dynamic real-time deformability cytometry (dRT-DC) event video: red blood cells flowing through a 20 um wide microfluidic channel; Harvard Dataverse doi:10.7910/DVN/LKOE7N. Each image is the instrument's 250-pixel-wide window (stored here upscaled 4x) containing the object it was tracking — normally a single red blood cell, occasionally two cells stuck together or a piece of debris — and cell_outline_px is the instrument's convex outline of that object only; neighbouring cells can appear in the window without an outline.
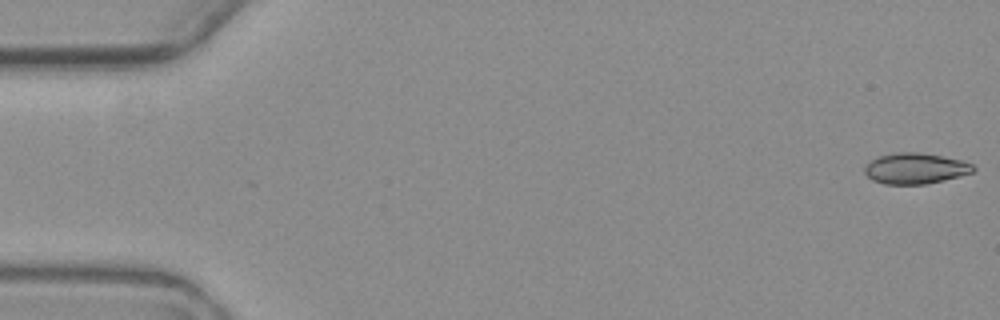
{"species": "common noctule bat (a hibernating species)", "species_latin": "Nyctalus noctula", "temperature_condition": "warm", "stored_images_in_passage": 6, "camera_frame_rate_fps": 3000, "um_per_image_px": 0.085, "animal": {"sex": "female", "body_mass_g": 19.3, "forearm_length_mm": 54.1}, "frame": {"image": 1, "passage_image": 1, "time_ms": 0.0, "image_size_px": [1000, 320], "cell_outline_px": [[976, 168], [972, 172], [960, 176], [944, 180], [924, 184], [884, 184], [872, 180], [864, 172], [864, 164], [880, 156], [896, 152], [920, 152], [960, 160], [972, 164]], "centroid_in_image_um": [77.77, 14.32], "position_along_channel_um": 7.2, "area_um2": 19.42}}
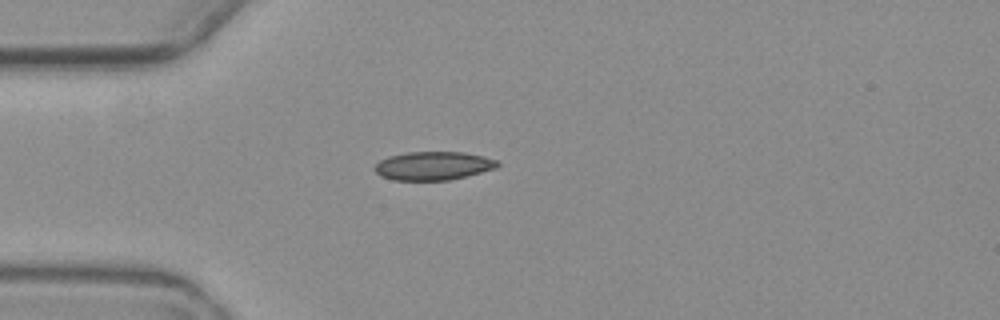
{"frame": {"image": 2, "passage_image": 5, "time_ms": 5.0, "image_size_px": [1000, 320], "cell_outline_px": [[500, 164], [496, 168], [468, 176], [448, 180], [392, 180], [380, 176], [372, 168], [380, 160], [388, 156], [408, 152], [464, 152], [484, 156], [496, 160]], "centroid_in_image_um": [36.81, 14.09], "position_along_channel_um": 48.2, "area_um2": 20.52}}